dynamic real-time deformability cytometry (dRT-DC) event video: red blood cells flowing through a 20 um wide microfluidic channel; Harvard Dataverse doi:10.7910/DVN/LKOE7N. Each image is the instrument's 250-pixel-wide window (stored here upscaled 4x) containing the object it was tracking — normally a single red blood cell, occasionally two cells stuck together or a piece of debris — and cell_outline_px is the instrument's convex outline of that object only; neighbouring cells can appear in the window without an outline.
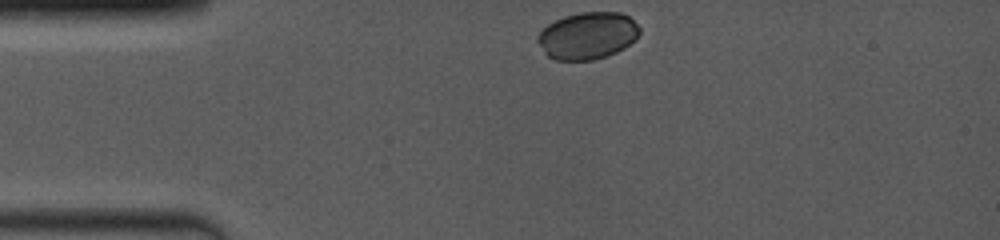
{"species": "common noctule bat (a hibernating species)", "species_latin": "Nyctalus noctula", "temperature_condition": "room temperature", "stored_images_in_passage": 29, "camera_frame_rate_fps": 4000, "um_per_image_px": 0.085, "animal": {"sex": "female", "body_mass_g": 19.0, "forearm_length_mm": 53.3}, "frame": {"image": 1, "passage_image": 1, "time_ms": 0.0, "image_size_px": [1000, 240], "cell_outline_px": [[640, 32], [624, 48], [616, 52], [592, 60], [552, 60], [544, 52], [536, 40], [536, 36], [548, 24], [564, 16], [580, 12], [620, 12], [628, 16], [640, 28]], "centroid_in_image_um": [49.9, 3.03], "position_along_channel_um": 35.1, "area_um2": 27.74}}
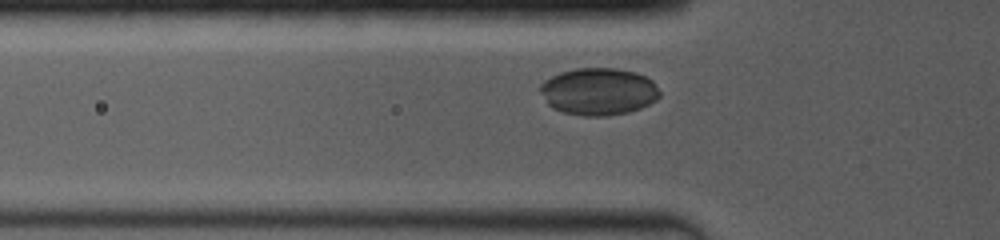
{"frame": {"image": 2, "passage_image": 9, "time_ms": 2.0, "image_size_px": [1000, 240], "cell_outline_px": [[660, 96], [656, 100], [640, 108], [628, 112], [604, 116], [584, 116], [564, 112], [552, 108], [548, 104], [540, 92], [540, 84], [544, 80], [560, 72], [576, 68], [616, 68], [636, 72], [652, 80], [660, 92]], "centroid_in_image_um": [50.87, 7.77], "position_along_channel_um": 74.9, "area_um2": 32.89}}
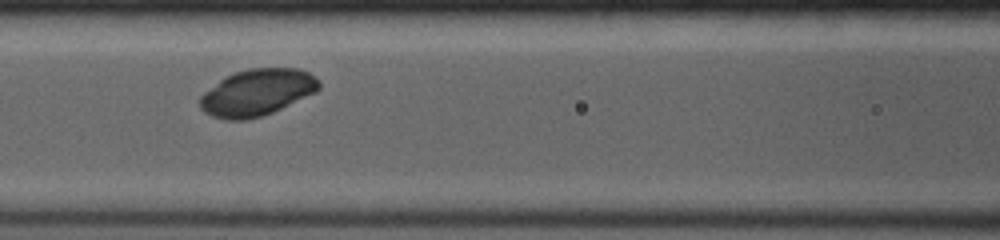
{"frame": {"image": 3, "passage_image": 13, "time_ms": 3.75, "image_size_px": [1000, 240], "cell_outline_px": [[320, 88], [316, 92], [264, 116], [248, 120], [224, 120], [212, 116], [204, 112], [200, 108], [200, 96], [204, 92], [224, 76], [232, 72], [248, 68], [296, 68], [308, 72], [320, 80]], "centroid_in_image_um": [21.83, 7.86], "position_along_channel_um": 144.8, "area_um2": 32.66}}